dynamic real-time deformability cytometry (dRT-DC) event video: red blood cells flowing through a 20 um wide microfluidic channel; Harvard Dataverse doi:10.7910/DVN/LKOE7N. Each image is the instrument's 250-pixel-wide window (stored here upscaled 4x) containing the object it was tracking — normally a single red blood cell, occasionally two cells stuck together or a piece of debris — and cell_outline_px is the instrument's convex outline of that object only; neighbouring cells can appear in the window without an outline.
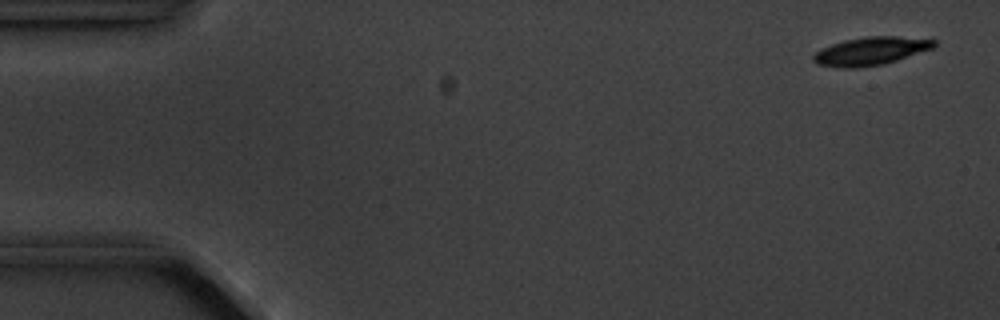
{"species": "common noctule bat (a hibernating species)", "species_latin": "Nyctalus noctula", "temperature_condition": "cold", "stored_images_in_passage": 10, "camera_frame_rate_fps": 3000, "um_per_image_px": 0.085, "animal": {"sex": "male", "body_mass_g": 20.1, "forearm_length_mm": 53.5}, "frame": {"image": 1, "passage_image": 1, "time_ms": 0.0, "image_size_px": [1000, 320], "cell_outline_px": [[936, 44], [932, 48], [884, 64], [852, 68], [840, 68], [816, 64], [812, 60], [812, 56], [820, 48], [844, 40], [864, 36], [896, 36], [936, 40]], "centroid_in_image_um": [73.94, 4.34], "position_along_channel_um": 11.1, "area_um2": 19.71}}
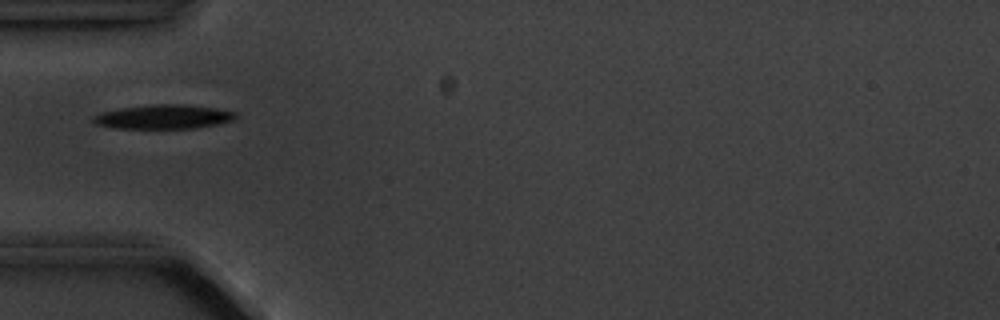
{"frame": {"image": 2, "passage_image": 5, "time_ms": 5.0, "image_size_px": [1000, 320], "cell_outline_px": [[240, 116], [236, 120], [196, 128], [112, 128], [96, 124], [92, 120], [92, 116], [104, 112], [120, 108], [152, 104], [184, 104], [216, 108], [236, 112]], "centroid_in_image_um": [13.95, 9.92], "position_along_channel_um": 71.0, "area_um2": 20.17}}